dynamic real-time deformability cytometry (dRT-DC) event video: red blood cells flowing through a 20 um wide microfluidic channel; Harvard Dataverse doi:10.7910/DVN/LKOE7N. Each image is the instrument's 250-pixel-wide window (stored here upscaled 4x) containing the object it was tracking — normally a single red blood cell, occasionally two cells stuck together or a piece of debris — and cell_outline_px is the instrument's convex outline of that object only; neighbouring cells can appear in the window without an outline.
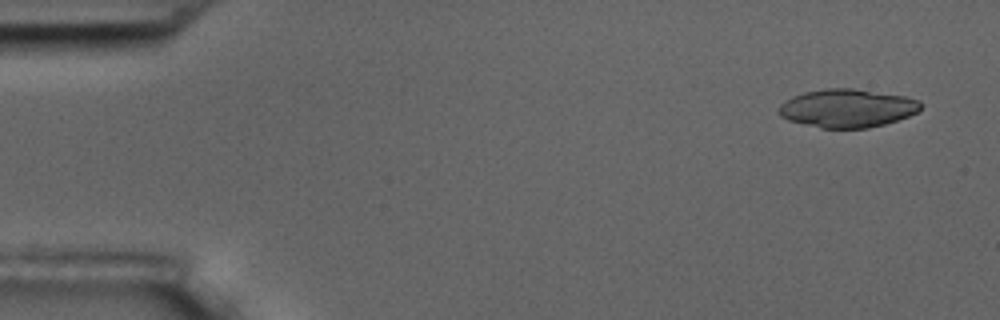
{"species": "common noctule bat (a hibernating species)", "species_latin": "Nyctalus noctula", "temperature_condition": "room temperature", "stored_images_in_passage": 5, "camera_frame_rate_fps": 3000, "um_per_image_px": 0.085, "animal": {"sex": "male", "body_mass_g": 17.5, "forearm_length_mm": 52.3}, "frame": {"image": 1, "passage_image": 1, "time_ms": 0.0, "image_size_px": [1000, 320], "cell_outline_px": [[920, 108], [916, 112], [908, 116], [884, 124], [868, 128], [820, 128], [788, 120], [780, 116], [776, 108], [780, 104], [792, 96], [804, 92], [824, 88], [852, 88], [904, 96], [920, 100]], "centroid_in_image_um": [71.96, 9.19], "position_along_channel_um": 13.0, "area_um2": 31.67}}